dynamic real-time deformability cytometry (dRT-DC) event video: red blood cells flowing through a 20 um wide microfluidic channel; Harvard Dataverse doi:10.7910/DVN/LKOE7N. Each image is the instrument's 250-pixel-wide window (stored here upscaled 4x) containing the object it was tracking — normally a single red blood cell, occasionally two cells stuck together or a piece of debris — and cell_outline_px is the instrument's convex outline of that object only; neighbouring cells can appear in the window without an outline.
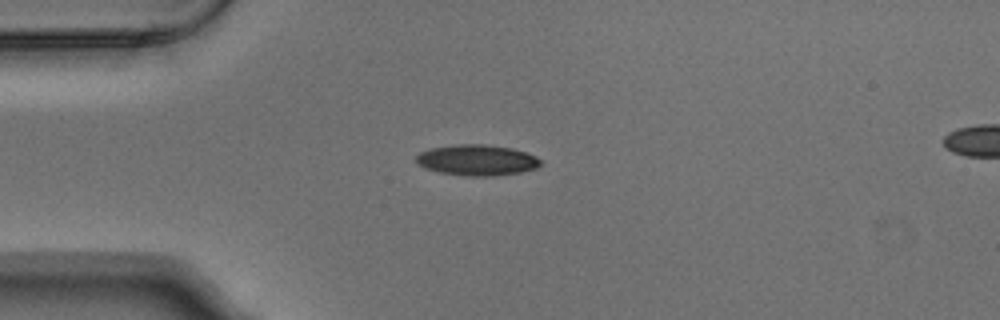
{"species": "Egyptian fruit bat (a non-hibernating species)", "species_latin": "Rousettus aegyptiacus", "temperature_condition": "warm", "stored_images_in_passage": 3, "camera_frame_rate_fps": 3000, "um_per_image_px": 0.085, "animal": {"sex": "male"}, "frame": {"image": 1, "passage_image": 2, "time_ms": 0.333, "image_size_px": [1000, 320], "cell_outline_px": [[540, 164], [536, 168], [520, 172], [492, 176], [468, 176], [440, 172], [424, 168], [416, 164], [416, 156], [420, 152], [432, 148], [456, 144], [484, 144], [512, 148], [536, 156], [540, 160]], "centroid_in_image_um": [40.51, 13.61], "position_along_channel_um": 44.5, "area_um2": 22.25}}